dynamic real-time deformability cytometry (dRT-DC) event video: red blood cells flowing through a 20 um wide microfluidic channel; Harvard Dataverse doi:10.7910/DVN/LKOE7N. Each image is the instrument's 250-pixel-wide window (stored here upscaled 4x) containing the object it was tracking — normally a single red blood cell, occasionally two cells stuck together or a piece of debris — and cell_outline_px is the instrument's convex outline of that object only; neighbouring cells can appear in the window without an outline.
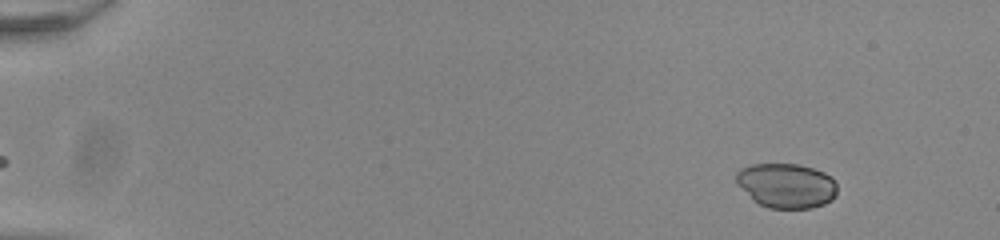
{"species": "common noctule bat (a hibernating species)", "species_latin": "Nyctalus noctula", "temperature_condition": "room temperature", "stored_images_in_passage": 51, "camera_frame_rate_fps": 3000, "um_per_image_px": 0.085, "animal": {"sex": "male", "body_mass_g": 20.0, "forearm_length_mm": 53.3}, "frame": {"image": 1, "passage_image": 3, "time_ms": 0.667, "image_size_px": [1000, 240], "cell_outline_px": [[836, 196], [832, 200], [824, 204], [812, 208], [768, 208], [752, 200], [736, 184], [736, 172], [740, 168], [752, 164], [800, 164], [824, 172], [832, 176], [836, 184]], "centroid_in_image_um": [66.83, 15.77], "position_along_channel_um": 18.2, "area_um2": 26.59}}
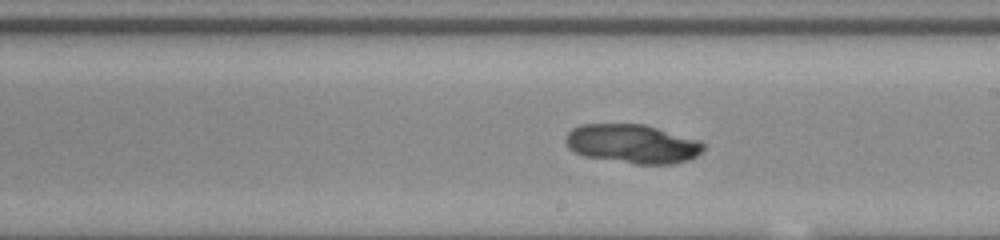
{"frame": {"image": 2, "passage_image": 30, "time_ms": 9.667, "image_size_px": [1000, 240], "cell_outline_px": [[704, 148], [696, 156], [688, 160], [676, 164], [636, 164], [584, 156], [568, 148], [564, 140], [564, 136], [572, 128], [580, 124], [644, 124], [700, 140], [704, 144]], "centroid_in_image_um": [53.74, 12.22], "position_along_channel_um": 235.3, "area_um2": 31.44}}
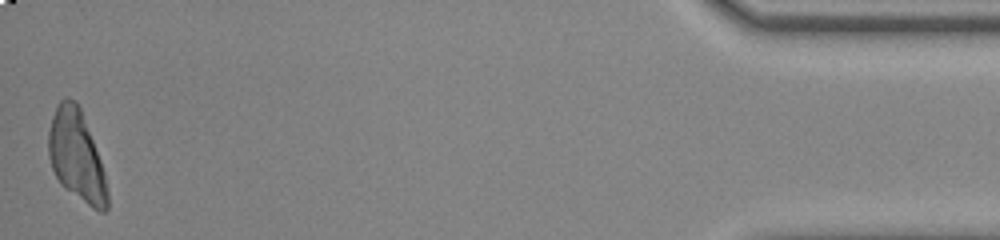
{"frame": {"image": 3, "passage_image": 51, "time_ms": 16.667, "image_size_px": [1000, 240], "cell_outline_px": [[108, 208], [104, 212], [100, 212], [92, 208], [64, 188], [60, 184], [52, 168], [48, 156], [48, 132], [52, 116], [56, 104], [64, 96], [68, 96], [80, 108], [100, 160], [104, 172], [108, 192]], "centroid_in_image_um": [6.48, 13.26], "position_along_channel_um": 428.7, "area_um2": 31.04}}